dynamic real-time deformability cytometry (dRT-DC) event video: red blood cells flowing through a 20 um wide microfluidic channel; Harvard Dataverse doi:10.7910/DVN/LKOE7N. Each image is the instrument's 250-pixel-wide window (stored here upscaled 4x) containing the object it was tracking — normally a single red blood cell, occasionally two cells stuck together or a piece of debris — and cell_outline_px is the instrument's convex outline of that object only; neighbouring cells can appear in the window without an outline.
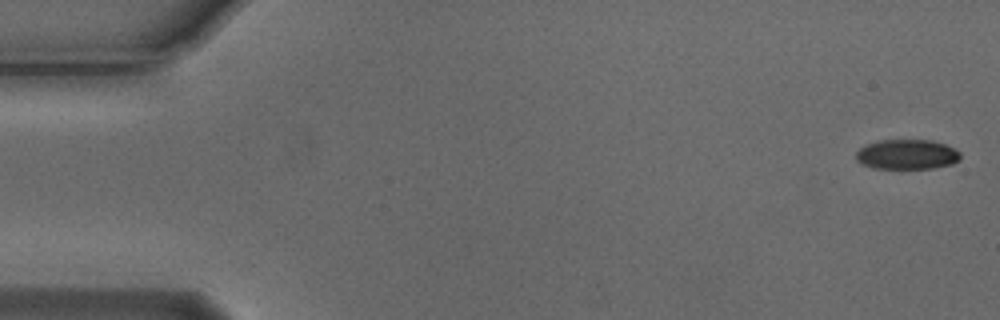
{"species": "Egyptian fruit bat (a non-hibernating species)", "species_latin": "Rousettus aegyptiacus", "temperature_condition": "cold", "stored_images_in_passage": 4, "camera_frame_rate_fps": 3000, "um_per_image_px": 0.085, "animal": {"sex": "male"}, "frame": {"image": 1, "passage_image": 1, "time_ms": 0.0, "image_size_px": [1000, 320], "cell_outline_px": [[960, 160], [952, 164], [932, 168], [872, 168], [860, 164], [856, 160], [856, 152], [860, 148], [868, 144], [880, 140], [932, 140], [944, 144], [960, 152]], "centroid_in_image_um": [77.07, 13.13], "position_along_channel_um": 7.9, "area_um2": 18.15}}
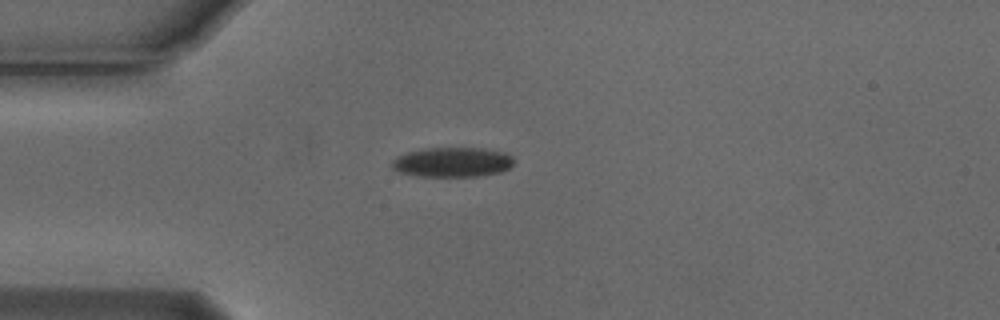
{"frame": {"image": 2, "passage_image": 4, "time_ms": 1.0, "image_size_px": [1000, 320], "cell_outline_px": [[512, 164], [508, 168], [500, 172], [476, 176], [416, 176], [400, 172], [392, 168], [392, 160], [408, 152], [428, 148], [480, 148], [504, 152], [512, 156]], "centroid_in_image_um": [38.45, 13.78], "position_along_channel_um": 46.6, "area_um2": 20.81}}